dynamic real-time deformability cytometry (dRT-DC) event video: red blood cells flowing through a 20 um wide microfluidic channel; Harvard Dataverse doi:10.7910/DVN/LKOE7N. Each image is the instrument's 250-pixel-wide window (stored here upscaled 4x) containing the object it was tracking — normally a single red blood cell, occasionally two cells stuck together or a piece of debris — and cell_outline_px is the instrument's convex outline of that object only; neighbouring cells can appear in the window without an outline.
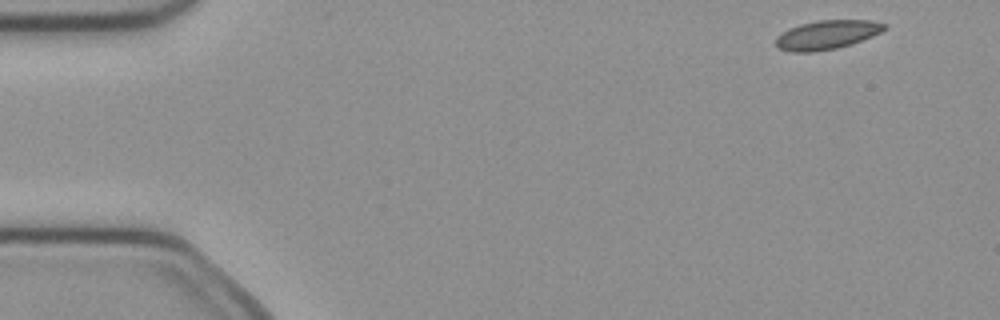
{"species": "common noctule bat (a hibernating species)", "species_latin": "Nyctalus noctula", "temperature_condition": "cold", "stored_images_in_passage": 4, "camera_frame_rate_fps": 3000, "um_per_image_px": 0.085, "animal": {"sex": "female", "body_mass_g": 21.9}, "frame": {"image": 1, "passage_image": 1, "time_ms": 0.0, "image_size_px": [1000, 320], "cell_outline_px": [[888, 28], [872, 36], [852, 44], [836, 48], [812, 52], [792, 52], [776, 48], [776, 36], [788, 28], [800, 24], [820, 20], [872, 20], [884, 24]], "centroid_in_image_um": [70.26, 2.96], "position_along_channel_um": 14.7, "area_um2": 18.38}}
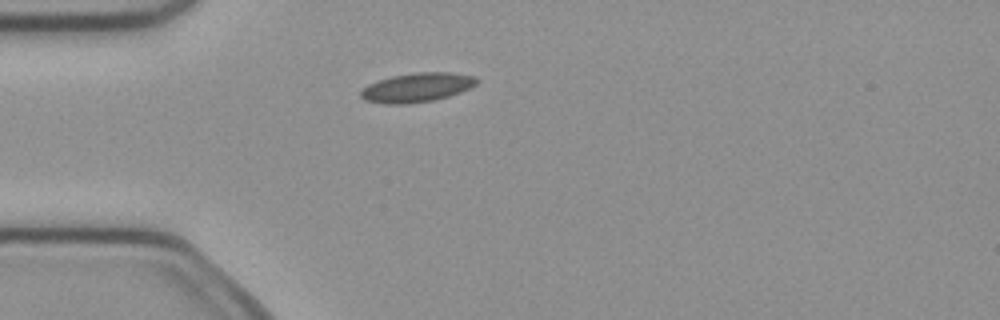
{"frame": {"image": 2, "passage_image": 3, "time_ms": 0.667, "image_size_px": [1000, 320], "cell_outline_px": [[480, 80], [476, 84], [460, 92], [448, 96], [432, 100], [408, 104], [384, 104], [364, 100], [360, 96], [360, 92], [368, 84], [392, 76], [416, 72], [452, 72], [476, 76]], "centroid_in_image_um": [35.45, 7.43], "position_along_channel_um": 49.5, "area_um2": 19.71}}